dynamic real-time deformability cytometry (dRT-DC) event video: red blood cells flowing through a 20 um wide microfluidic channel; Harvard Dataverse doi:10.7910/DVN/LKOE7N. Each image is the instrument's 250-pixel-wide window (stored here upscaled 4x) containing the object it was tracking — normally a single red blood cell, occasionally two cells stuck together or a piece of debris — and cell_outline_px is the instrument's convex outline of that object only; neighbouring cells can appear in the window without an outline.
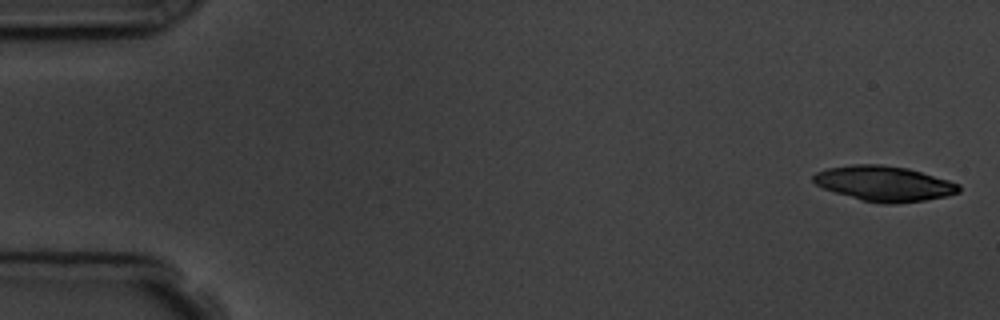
{"species": "common noctule bat (a hibernating species)", "species_latin": "Nyctalus noctula", "temperature_condition": "room temperature", "stored_images_in_passage": 5, "camera_frame_rate_fps": 3000, "um_per_image_px": 0.085, "animal": {"sex": "male", "body_mass_g": 19.5, "forearm_length_mm": 54.6}, "frame": {"image": 1, "passage_image": 1, "time_ms": 0.0, "image_size_px": [1000, 320], "cell_outline_px": [[960, 192], [948, 196], [924, 200], [896, 204], [880, 204], [860, 200], [824, 188], [816, 184], [812, 180], [812, 176], [816, 172], [828, 168], [852, 164], [880, 164], [908, 168], [948, 180], [960, 184]], "centroid_in_image_um": [75.16, 15.61], "position_along_channel_um": 9.8, "area_um2": 29.88}}